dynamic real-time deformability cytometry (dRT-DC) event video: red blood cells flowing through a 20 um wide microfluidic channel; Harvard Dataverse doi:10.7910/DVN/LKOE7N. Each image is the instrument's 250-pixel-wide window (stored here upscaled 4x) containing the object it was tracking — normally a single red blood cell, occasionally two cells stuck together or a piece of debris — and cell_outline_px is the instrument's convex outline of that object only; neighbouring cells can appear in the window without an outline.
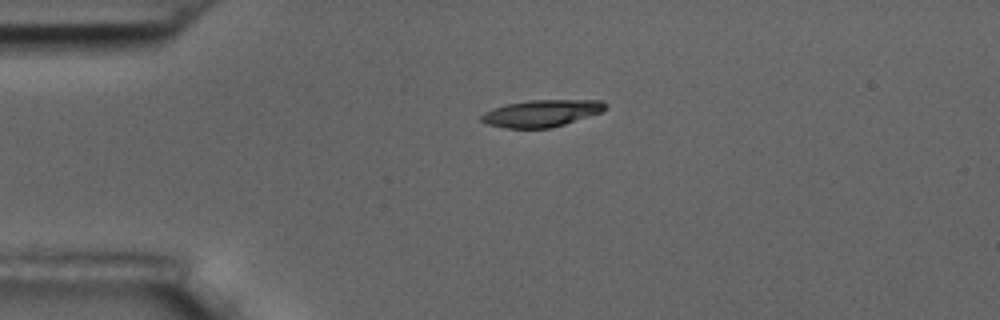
{"species": "common noctule bat (a hibernating species)", "species_latin": "Nyctalus noctula", "temperature_condition": "room temperature", "stored_images_in_passage": 6, "camera_frame_rate_fps": 3000, "um_per_image_px": 0.085, "animal": {"sex": "male", "body_mass_g": 17.5, "forearm_length_mm": 52.3}, "frame": {"image": 1, "passage_image": 6, "time_ms": 6.667, "image_size_px": [1000, 320], "cell_outline_px": [[608, 104], [600, 112], [552, 128], [508, 128], [488, 124], [480, 120], [480, 116], [484, 112], [492, 108], [504, 104], [528, 100], [600, 100]], "centroid_in_image_um": [45.98, 9.62], "position_along_channel_um": 39.0, "area_um2": 19.36}}